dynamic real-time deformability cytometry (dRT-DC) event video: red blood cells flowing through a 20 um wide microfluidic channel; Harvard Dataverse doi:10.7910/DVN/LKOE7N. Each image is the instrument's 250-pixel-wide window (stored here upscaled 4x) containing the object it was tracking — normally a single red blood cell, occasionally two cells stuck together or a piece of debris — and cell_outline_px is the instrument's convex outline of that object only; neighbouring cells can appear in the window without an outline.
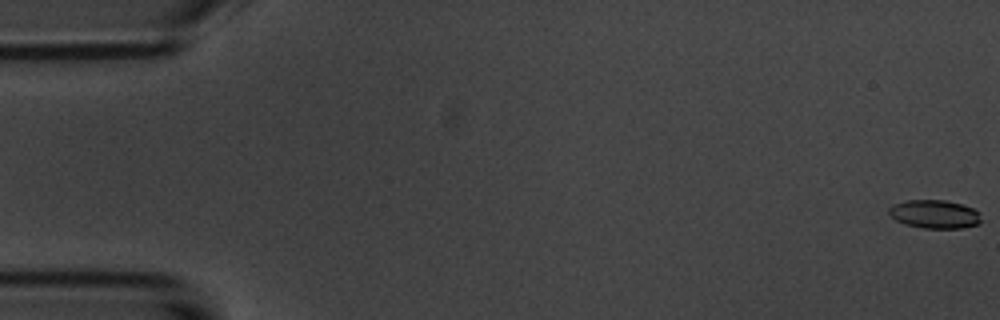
{"species": "common noctule bat (a hibernating species)", "species_latin": "Nyctalus noctula", "temperature_condition": "room temperature", "stored_images_in_passage": 3, "camera_frame_rate_fps": 3000, "um_per_image_px": 0.085, "animal": {"sex": "male", "body_mass_g": 20.1, "forearm_length_mm": 53.5}, "frame": {"image": 1, "passage_image": 1, "time_ms": 0.0, "image_size_px": [1000, 320], "cell_outline_px": [[980, 224], [960, 228], [924, 228], [904, 224], [896, 220], [888, 212], [888, 208], [892, 204], [908, 200], [944, 200], [964, 204], [980, 212]], "centroid_in_image_um": [79.44, 18.2], "position_along_channel_um": 5.6, "area_um2": 15.37}}